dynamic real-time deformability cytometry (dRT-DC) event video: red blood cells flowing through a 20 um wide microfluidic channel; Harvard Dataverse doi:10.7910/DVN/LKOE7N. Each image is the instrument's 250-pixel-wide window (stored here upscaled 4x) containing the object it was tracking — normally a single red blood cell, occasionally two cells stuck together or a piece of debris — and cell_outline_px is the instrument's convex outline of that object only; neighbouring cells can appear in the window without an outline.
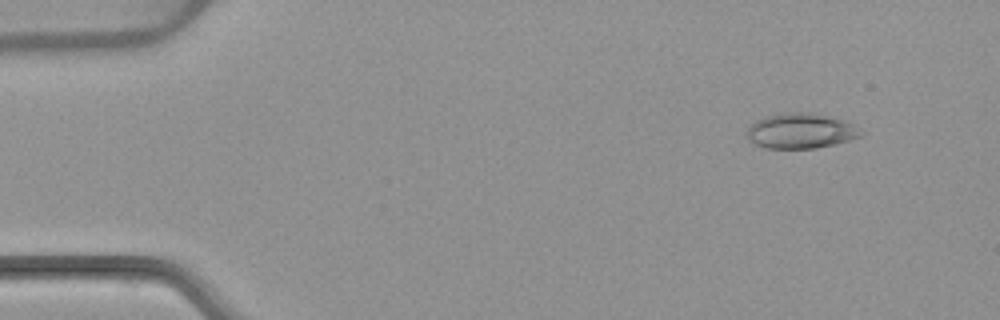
{"species": "common noctule bat (a hibernating species)", "species_latin": "Nyctalus noctula", "temperature_condition": "warm", "stored_images_in_passage": 5, "camera_frame_rate_fps": 3000, "um_per_image_px": 0.085, "animal": {"sex": "female", "body_mass_g": 22.7, "forearm_length_mm": 54.2}, "frame": {"image": 1, "passage_image": 2, "time_ms": 1.333, "image_size_px": [1000, 320], "cell_outline_px": [[864, 136], [816, 148], [764, 148], [748, 140], [744, 132], [756, 120], [764, 116], [784, 112], [812, 112], [832, 116], [852, 124], [864, 132]], "centroid_in_image_um": [68.04, 11.11], "position_along_channel_um": 17.0, "area_um2": 23.64}}